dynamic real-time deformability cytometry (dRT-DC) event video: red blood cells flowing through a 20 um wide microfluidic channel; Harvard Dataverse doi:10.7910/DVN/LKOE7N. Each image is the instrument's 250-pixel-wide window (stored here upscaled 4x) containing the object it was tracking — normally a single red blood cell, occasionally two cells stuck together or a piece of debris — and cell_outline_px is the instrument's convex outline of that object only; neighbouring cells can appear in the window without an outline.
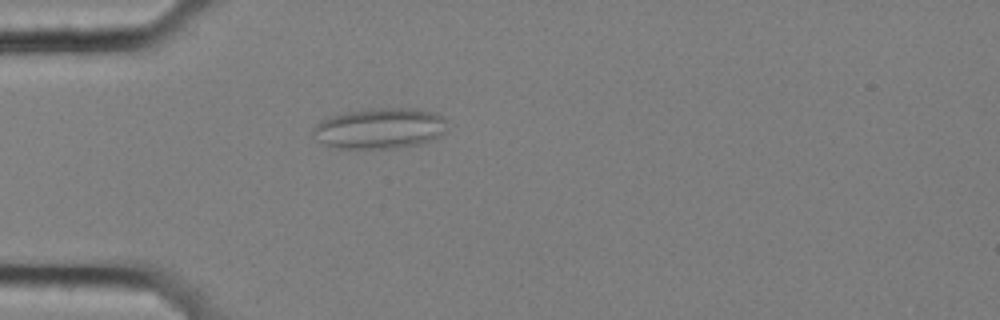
{"species": "common noctule bat (a hibernating species)", "species_latin": "Nyctalus noctula", "temperature_condition": "cold", "stored_images_in_passage": 58, "segment_of_instrument_passage": [1, 2], "camera_frame_rate_fps": 3000, "um_per_image_px": 0.085, "animal": {"sex": "female", "body_mass_g": 25.1}, "frame": {"image": 1, "passage_image": 17, "time_ms": 5.333, "image_size_px": [1000, 320], "cell_outline_px": [[448, 132], [440, 136], [420, 144], [400, 148], [340, 148], [324, 144], [316, 140], [312, 136], [312, 128], [316, 124], [332, 116], [344, 112], [368, 108], [416, 108], [432, 112], [440, 116], [444, 120], [448, 128]], "centroid_in_image_um": [32.29, 10.91], "position_along_channel_um": 52.7, "area_um2": 32.08}}